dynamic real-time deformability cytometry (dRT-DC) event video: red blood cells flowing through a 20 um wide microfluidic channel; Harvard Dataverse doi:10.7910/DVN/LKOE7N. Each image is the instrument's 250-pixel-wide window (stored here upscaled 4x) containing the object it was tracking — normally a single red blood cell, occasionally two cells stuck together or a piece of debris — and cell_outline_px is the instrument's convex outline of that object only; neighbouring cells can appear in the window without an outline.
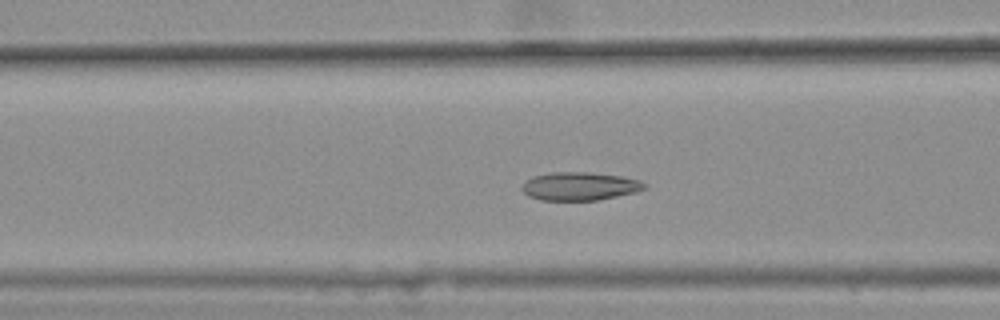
{"species": "common noctule bat (a hibernating species)", "species_latin": "Nyctalus noctula", "temperature_condition": "warm", "stored_images_in_passage": 43, "camera_frame_rate_fps": 3000, "um_per_image_px": 0.085, "animal": {"sex": "female", "body_mass_g": 25.1}, "frame": {"image": 1, "passage_image": 18, "time_ms": 5.667, "image_size_px": [1000, 320], "cell_outline_px": [[648, 184], [644, 188], [636, 192], [596, 200], [540, 200], [528, 196], [520, 188], [532, 176], [552, 172], [584, 172], [620, 176], [640, 180]], "centroid_in_image_um": [49.26, 15.83], "position_along_channel_um": 117.3, "area_um2": 20.0}}
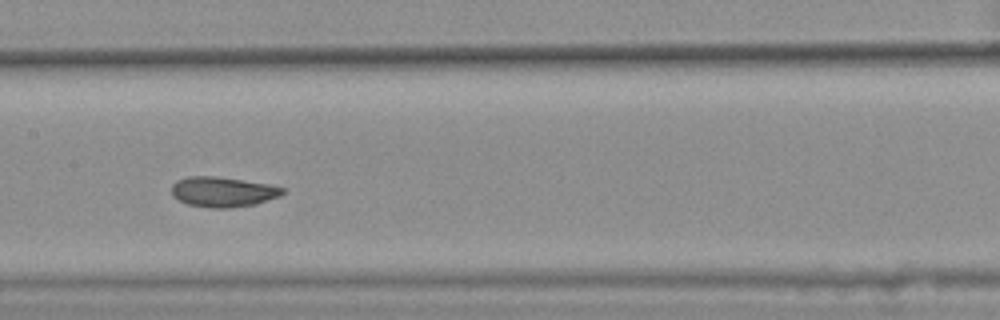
{"frame": {"image": 2, "passage_image": 24, "time_ms": 7.667, "image_size_px": [1000, 320], "cell_outline_px": [[284, 192], [280, 196], [256, 204], [232, 208], [212, 208], [188, 204], [172, 196], [172, 184], [176, 180], [188, 176], [216, 176], [244, 180], [268, 184], [284, 188]], "centroid_in_image_um": [18.94, 16.3], "position_along_channel_um": 188.5, "area_um2": 19.54}}
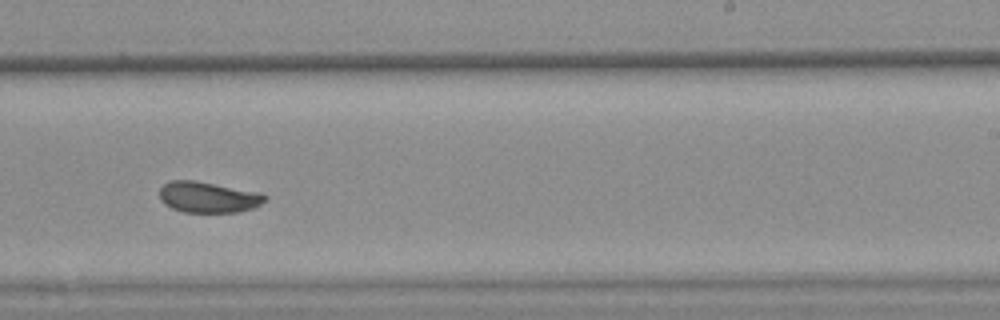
{"frame": {"image": 3, "passage_image": 31, "time_ms": 10.0, "image_size_px": [1000, 320], "cell_outline_px": [[268, 200], [256, 208], [240, 212], [184, 212], [172, 208], [164, 204], [160, 200], [160, 188], [164, 184], [172, 180], [196, 180], [260, 192], [268, 196]], "centroid_in_image_um": [17.75, 16.76], "position_along_channel_um": 271.2, "area_um2": 19.36}, "authors_computed_cell_mechanics": {"area_um2": 19.7098, "velocity_mm_per_s": 3.5664, "shape_relaxation_time_tau1_ms": 5.1657, "shape_relaxation_time_tau2_ms": 0.6598, "deformation_change_tau1": 0.1151, "deformation_change_tau2": 0.0406}}